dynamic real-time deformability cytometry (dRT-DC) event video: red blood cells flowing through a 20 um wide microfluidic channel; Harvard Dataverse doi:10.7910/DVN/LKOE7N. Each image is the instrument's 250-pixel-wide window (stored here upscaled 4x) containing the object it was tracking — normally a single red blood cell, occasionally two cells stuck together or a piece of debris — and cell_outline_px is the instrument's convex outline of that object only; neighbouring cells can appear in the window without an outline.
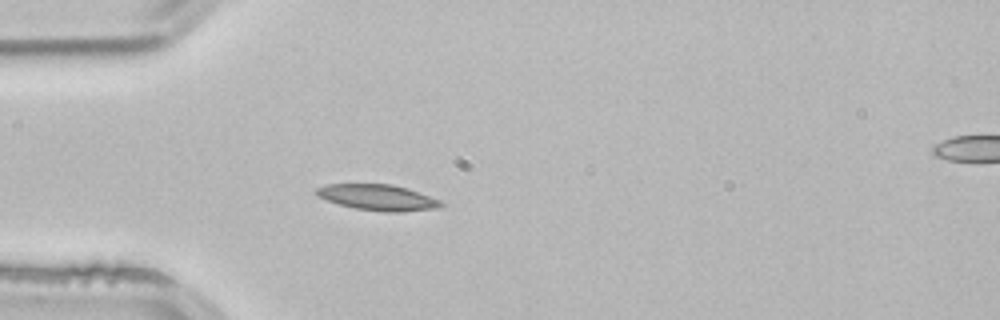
{"species": "common noctule bat (a hibernating species)", "species_latin": "Nyctalus noctula", "temperature_condition": "room temperature", "stored_images_in_passage": 5, "camera_frame_rate_fps": 3000, "um_per_image_px": 0.085, "animal": {"sex": "male", "body_mass_g": 21.5, "forearm_length_mm": 52.0}, "frame": {"image": 1, "passage_image": 4, "time_ms": 1.0, "image_size_px": [1000, 320], "cell_outline_px": [[444, 204], [440, 208], [400, 212], [384, 212], [356, 208], [340, 204], [316, 196], [316, 188], [324, 184], [392, 184], [440, 200]], "centroid_in_image_um": [32.09, 16.78], "position_along_channel_um": 52.9, "area_um2": 18.55}}